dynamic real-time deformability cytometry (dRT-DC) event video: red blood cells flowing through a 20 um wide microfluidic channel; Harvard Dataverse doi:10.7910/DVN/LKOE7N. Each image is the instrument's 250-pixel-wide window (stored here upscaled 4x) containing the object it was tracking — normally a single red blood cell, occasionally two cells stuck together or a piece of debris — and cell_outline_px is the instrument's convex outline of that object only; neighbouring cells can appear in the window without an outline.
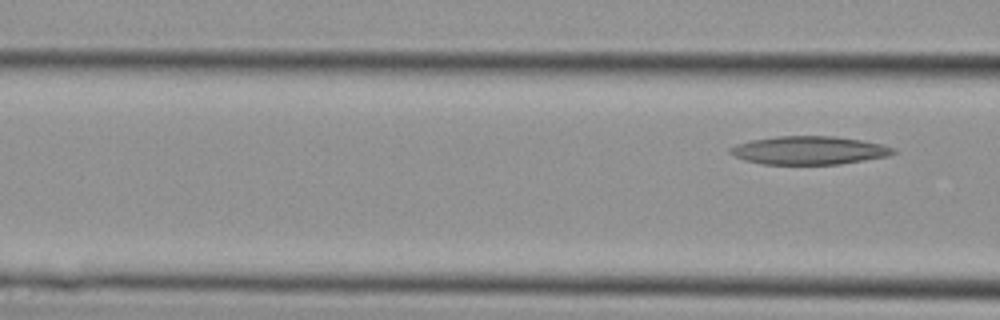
{"species": "Egyptian fruit bat (a non-hibernating species)", "species_latin": "Rousettus aegyptiacus", "temperature_condition": "cold", "stored_images_in_passage": 6, "segment_of_instrument_passage": [2, 2], "camera_frame_rate_fps": 3000, "um_per_image_px": 0.085, "animal": {"sex": "female"}, "frame": {"image": 1, "passage_image": 6, "time_ms": 1.667, "image_size_px": [1000, 320], "cell_outline_px": [[896, 152], [888, 156], [840, 164], [760, 164], [744, 160], [728, 152], [728, 148], [736, 144], [752, 140], [776, 136], [836, 136], [860, 140], [880, 144], [896, 148]], "centroid_in_image_um": [68.75, 12.78], "position_along_channel_um": 97.8, "area_um2": 26.88}}